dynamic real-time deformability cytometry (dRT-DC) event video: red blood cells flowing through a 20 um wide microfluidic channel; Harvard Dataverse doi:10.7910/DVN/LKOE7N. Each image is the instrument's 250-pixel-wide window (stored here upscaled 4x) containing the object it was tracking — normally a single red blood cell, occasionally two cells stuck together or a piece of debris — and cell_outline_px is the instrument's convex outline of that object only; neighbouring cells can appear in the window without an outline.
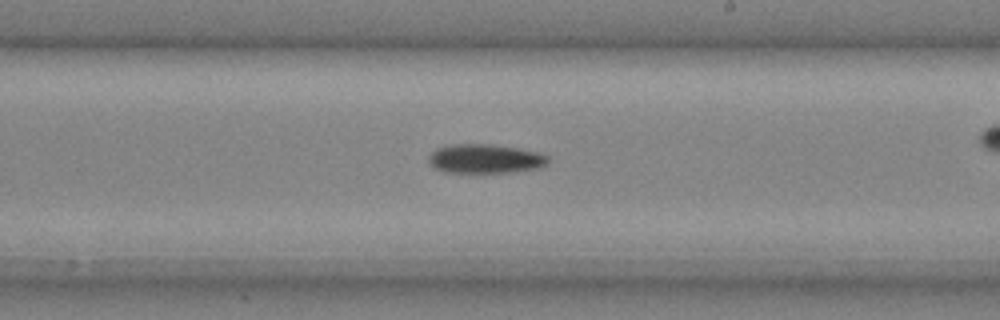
{"species": "common noctule bat (a hibernating species)", "species_latin": "Nyctalus noctula", "temperature_condition": "cold", "stored_images_in_passage": 31, "camera_frame_rate_fps": 3000, "um_per_image_px": 0.085, "animal": {"sex": "male", "body_mass_g": 20.4}, "frame": {"image": 1, "passage_image": 22, "time_ms": 7.0, "image_size_px": [1000, 320], "cell_outline_px": [[548, 164], [540, 168], [508, 172], [444, 172], [432, 168], [428, 160], [428, 156], [436, 148], [452, 144], [488, 144], [520, 148], [540, 152], [548, 156]], "centroid_in_image_um": [41.24, 13.49], "position_along_channel_um": 247.8, "area_um2": 20.46}}
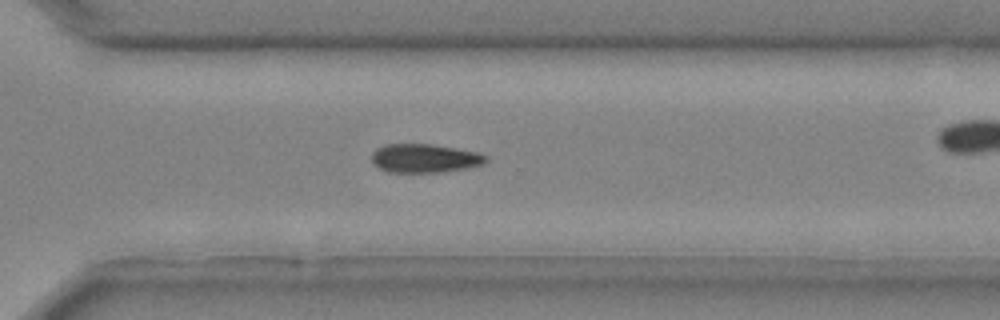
{"frame": {"image": 2, "passage_image": 27, "time_ms": 8.667, "image_size_px": [1000, 320], "cell_outline_px": [[488, 160], [484, 164], [464, 168], [440, 172], [388, 172], [380, 168], [372, 160], [372, 152], [376, 148], [384, 144], [432, 144], [476, 152], [488, 156]], "centroid_in_image_um": [36.09, 13.44], "position_along_channel_um": 334.5, "area_um2": 18.96}}